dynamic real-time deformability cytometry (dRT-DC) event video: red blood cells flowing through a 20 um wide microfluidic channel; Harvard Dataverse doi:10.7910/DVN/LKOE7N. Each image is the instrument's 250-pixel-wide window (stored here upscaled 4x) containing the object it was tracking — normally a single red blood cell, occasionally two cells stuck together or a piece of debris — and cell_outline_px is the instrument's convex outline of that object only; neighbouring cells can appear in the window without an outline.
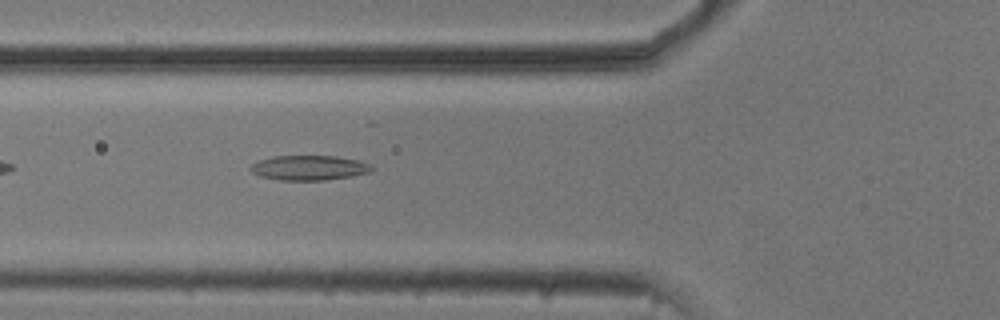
{"species": "common noctule bat (a hibernating species)", "species_latin": "Nyctalus noctula", "temperature_condition": "cold", "stored_images_in_passage": 37, "camera_frame_rate_fps": 3000, "um_per_image_px": 0.085, "animal": {"sex": "male", "body_mass_g": 20.5, "forearm_length_mm": 52.5}, "frame": {"image": 1, "passage_image": 3, "time_ms": 0.667, "image_size_px": [1000, 320], "cell_outline_px": [[376, 168], [368, 172], [352, 176], [324, 180], [280, 180], [260, 176], [252, 172], [248, 168], [252, 164], [260, 160], [272, 156], [336, 156], [356, 160], [372, 164]], "centroid_in_image_um": [26.28, 14.26], "position_along_channel_um": 99.5, "area_um2": 17.51}}
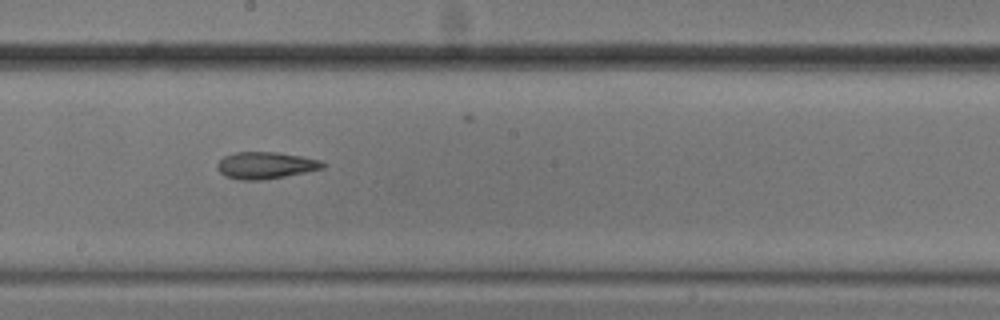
{"frame": {"image": 2, "passage_image": 13, "time_ms": 4.0, "image_size_px": [1000, 320], "cell_outline_px": [[328, 164], [324, 168], [264, 180], [240, 180], [224, 176], [216, 168], [216, 164], [224, 156], [236, 152], [276, 152], [300, 156], [320, 160]], "centroid_in_image_um": [22.55, 14.06], "position_along_channel_um": 225.6, "area_um2": 16.53}}
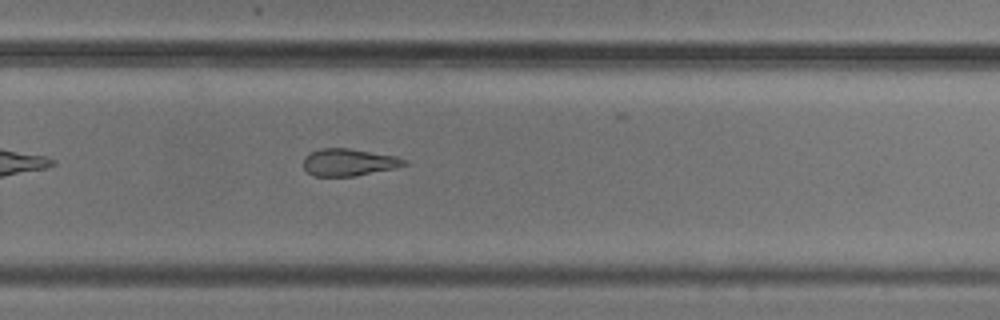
{"frame": {"image": 3, "passage_image": 19, "time_ms": 6.0, "image_size_px": [1000, 320], "cell_outline_px": [[408, 164], [396, 168], [356, 176], [312, 176], [304, 168], [304, 156], [320, 148], [348, 148], [396, 156], [408, 160]], "centroid_in_image_um": [29.67, 13.8], "position_along_channel_um": 300.1, "area_um2": 16.07}}